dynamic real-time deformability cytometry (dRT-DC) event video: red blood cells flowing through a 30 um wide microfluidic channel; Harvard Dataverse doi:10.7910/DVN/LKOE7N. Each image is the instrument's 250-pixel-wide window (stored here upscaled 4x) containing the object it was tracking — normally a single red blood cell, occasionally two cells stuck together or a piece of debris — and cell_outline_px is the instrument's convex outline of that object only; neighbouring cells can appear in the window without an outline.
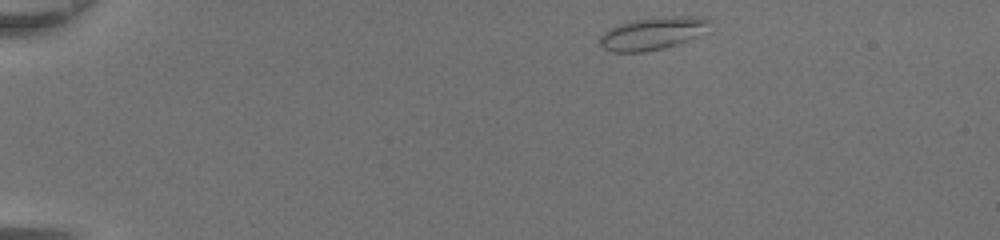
{"species": "common noctule bat (a hibernating species)", "species_latin": "Nyctalus noctula", "temperature_condition": "room temperature", "stored_images_in_passage": 40, "camera_frame_rate_fps": 3000, "um_per_image_px": 0.085, "animal": {"sex": "female", "body_mass_g": 20.0, "forearm_length_mm": 54.0}, "frame": {"image": 1, "passage_image": 1, "time_ms": 0.0, "image_size_px": [1000, 240], "cell_outline_px": [[712, 20], [696, 36], [676, 44], [664, 48], [644, 52], [612, 52], [604, 48], [600, 44], [600, 36], [608, 28], [616, 24], [632, 20], [664, 16], [704, 16]], "centroid_in_image_um": [55.41, 2.82], "position_along_channel_um": 29.6, "area_um2": 20.75}}
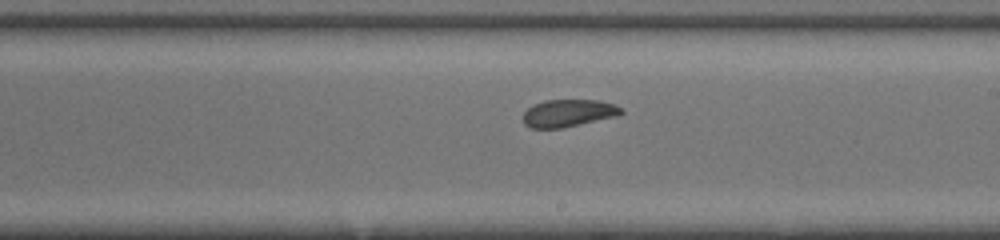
{"frame": {"image": 2, "passage_image": 22, "time_ms": 7.0, "image_size_px": [1000, 240], "cell_outline_px": [[624, 112], [620, 116], [560, 128], [532, 128], [524, 124], [524, 112], [528, 108], [544, 100], [600, 100], [612, 104], [620, 108]], "centroid_in_image_um": [48.33, 9.61], "position_along_channel_um": 240.7, "area_um2": 15.55}}
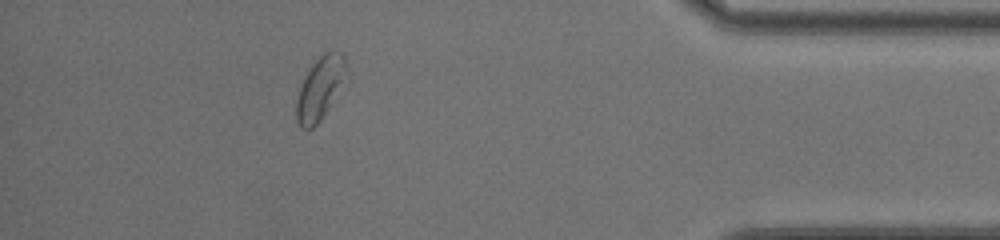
{"frame": {"image": 3, "passage_image": 36, "time_ms": 11.667, "image_size_px": [1000, 240], "cell_outline_px": [[348, 72], [328, 108], [320, 120], [312, 128], [300, 128], [296, 120], [296, 100], [304, 76], [312, 64], [324, 52], [332, 48], [340, 52], [344, 56]], "centroid_in_image_um": [27.2, 7.45], "position_along_channel_um": 408.0, "area_um2": 18.09}, "authors_computed_cell_mechanics": {"area_um2": 17.7157, "velocity_mm_per_s": 4.358, "shape_relaxation_time_tau1_ms": null, "shape_relaxation_time_tau2_ms": 1.3253, "deformation_change_tau1": null, "deformation_change_tau2": 0.0472}}